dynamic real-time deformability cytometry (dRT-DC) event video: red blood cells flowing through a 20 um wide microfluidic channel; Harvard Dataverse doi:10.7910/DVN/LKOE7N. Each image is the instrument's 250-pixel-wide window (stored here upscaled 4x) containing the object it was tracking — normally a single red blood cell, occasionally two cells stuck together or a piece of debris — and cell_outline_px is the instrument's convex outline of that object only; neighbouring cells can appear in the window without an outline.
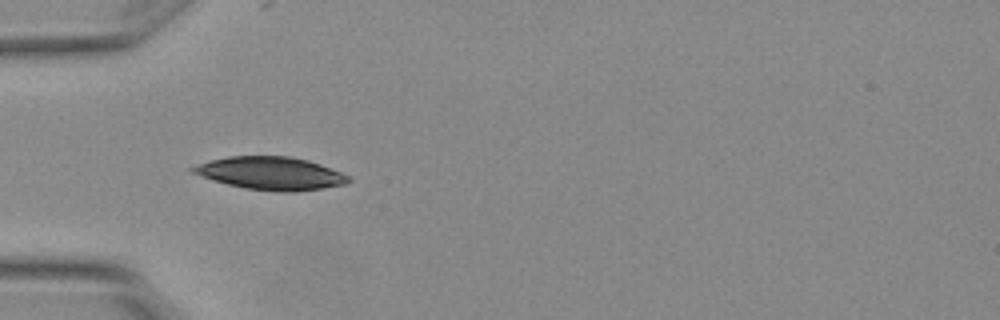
{"species": "Egyptian fruit bat (a non-hibernating species)", "species_latin": "Rousettus aegyptiacus", "temperature_condition": "warm", "stored_images_in_passage": 5, "camera_frame_rate_fps": 3000, "um_per_image_px": 0.085, "animal": {"sex": "female"}, "frame": {"image": 1, "passage_image": 4, "time_ms": 1.0, "image_size_px": [1000, 320], "cell_outline_px": [[352, 180], [344, 184], [296, 192], [284, 192], [248, 188], [228, 184], [192, 172], [188, 168], [196, 164], [228, 156], [288, 156], [308, 160], [320, 164], [340, 172], [348, 176]], "centroid_in_image_um": [23.02, 14.72], "position_along_channel_um": 62.0, "area_um2": 29.3}}